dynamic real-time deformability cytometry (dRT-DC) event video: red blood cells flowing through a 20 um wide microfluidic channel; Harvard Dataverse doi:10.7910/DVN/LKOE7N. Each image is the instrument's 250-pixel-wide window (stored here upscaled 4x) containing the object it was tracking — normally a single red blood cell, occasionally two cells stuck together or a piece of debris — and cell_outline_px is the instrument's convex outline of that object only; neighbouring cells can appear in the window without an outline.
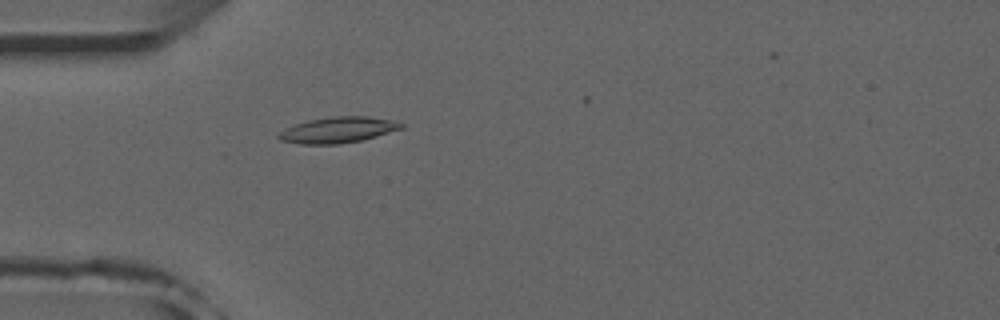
{"species": "common noctule bat (a hibernating species)", "species_latin": "Nyctalus noctula", "temperature_condition": "room temperature", "stored_images_in_passage": 4, "camera_frame_rate_fps": 3000, "um_per_image_px": 0.085, "animal": {"sex": "male", "forearm_length_mm": 52.5}, "frame": {"image": 1, "passage_image": 1, "time_ms": 0.0, "image_size_px": [1000, 320], "cell_outline_px": [[404, 128], [376, 136], [360, 140], [340, 144], [300, 144], [280, 140], [276, 136], [284, 128], [308, 120], [332, 116], [368, 116], [388, 120], [404, 124]], "centroid_in_image_um": [28.69, 11.04], "position_along_channel_um": 56.3, "area_um2": 18.38}}